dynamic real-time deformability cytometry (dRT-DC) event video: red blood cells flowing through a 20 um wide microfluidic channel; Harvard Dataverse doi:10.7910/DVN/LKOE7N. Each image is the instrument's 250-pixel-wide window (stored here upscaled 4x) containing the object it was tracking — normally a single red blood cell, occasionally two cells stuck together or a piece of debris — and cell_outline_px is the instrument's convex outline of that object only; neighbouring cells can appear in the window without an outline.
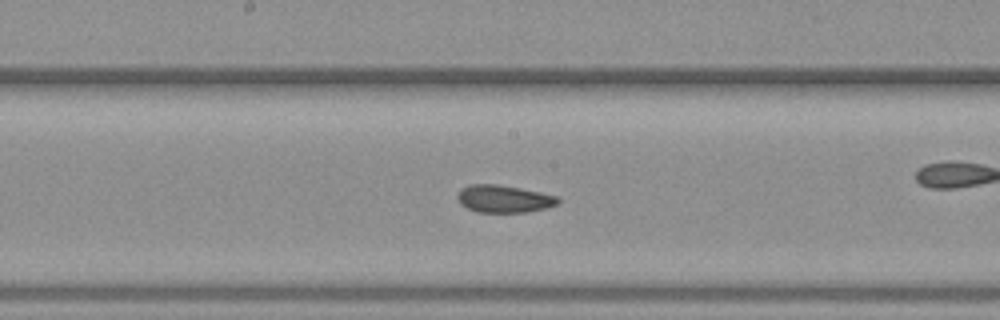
{"species": "common noctule bat (a hibernating species)", "species_latin": "Nyctalus noctula", "temperature_condition": "warm", "stored_images_in_passage": 37, "camera_frame_rate_fps": 3000, "um_per_image_px": 0.085, "animal": {"sex": "female", "body_mass_g": 19.3, "forearm_length_mm": 54.1}, "frame": {"image": 1, "passage_image": 11, "time_ms": 3.333, "image_size_px": [1000, 320], "cell_outline_px": [[560, 200], [556, 204], [548, 208], [528, 212], [476, 212], [460, 204], [456, 196], [468, 184], [496, 184], [520, 188], [556, 196]], "centroid_in_image_um": [42.82, 16.91], "position_along_channel_um": 205.4, "area_um2": 15.95}}